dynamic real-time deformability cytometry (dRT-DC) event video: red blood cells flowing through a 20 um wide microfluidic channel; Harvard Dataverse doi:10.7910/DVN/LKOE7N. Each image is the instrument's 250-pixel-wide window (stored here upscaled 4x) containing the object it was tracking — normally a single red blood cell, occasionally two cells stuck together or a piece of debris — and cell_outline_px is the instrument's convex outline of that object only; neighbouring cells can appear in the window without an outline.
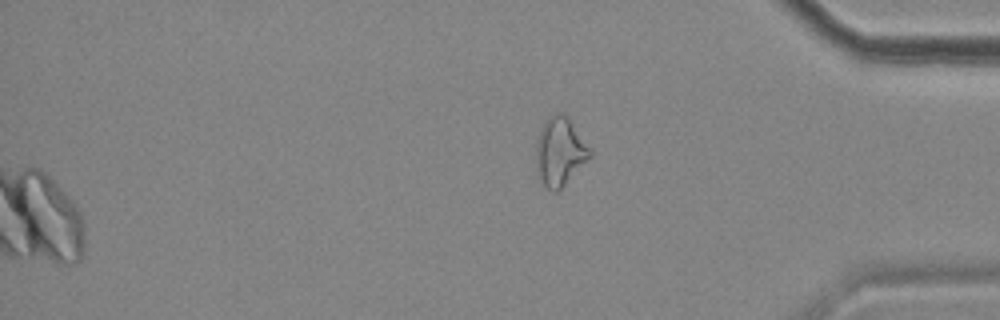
{"species": "common noctule bat (a hibernating species)", "species_latin": "Nyctalus noctula", "temperature_condition": "cold", "stored_images_in_passage": 56, "camera_frame_rate_fps": 3000, "um_per_image_px": 0.085, "animal": {"sex": "female", "body_mass_g": 18.4}, "frame": {"image": 1, "passage_image": 56, "time_ms": 18.333, "image_size_px": [1000, 320], "cell_outline_px": [[592, 156], [556, 192], [552, 192], [536, 180], [536, 144], [540, 128], [544, 120], [548, 116], [556, 112], [564, 112], [568, 116], [592, 148]], "centroid_in_image_um": [47.57, 12.86], "position_along_channel_um": 387.6, "area_um2": 22.14}}